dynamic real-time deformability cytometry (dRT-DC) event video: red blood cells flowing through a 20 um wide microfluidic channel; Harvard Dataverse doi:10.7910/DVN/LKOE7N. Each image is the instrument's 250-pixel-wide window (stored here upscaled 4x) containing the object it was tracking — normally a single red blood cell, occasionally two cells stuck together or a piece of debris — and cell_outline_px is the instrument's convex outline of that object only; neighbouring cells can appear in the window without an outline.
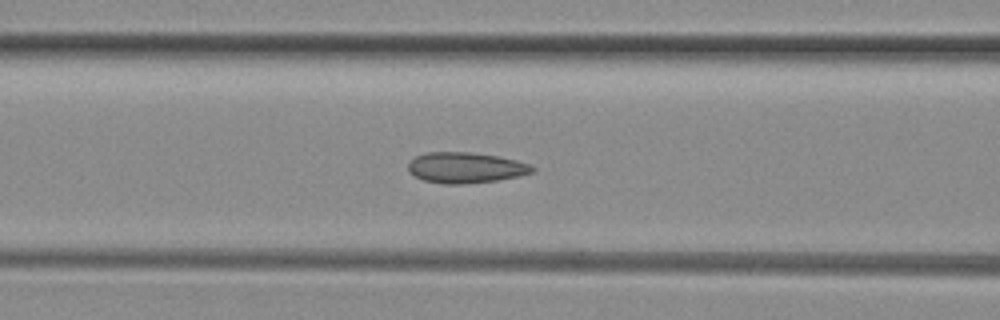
{"species": "common noctule bat (a hibernating species)", "species_latin": "Nyctalus noctula", "temperature_condition": "room temperature", "stored_images_in_passage": 36, "camera_frame_rate_fps": 3000, "um_per_image_px": 0.085, "animal": {"sex": "female", "body_mass_g": 29.2, "forearm_length_mm": 56.3}, "frame": {"image": 1, "passage_image": 6, "time_ms": 1.667, "image_size_px": [1000, 320], "cell_outline_px": [[536, 172], [520, 176], [496, 180], [464, 184], [440, 184], [424, 180], [408, 172], [408, 164], [416, 156], [428, 152], [468, 152], [496, 156], [516, 160], [528, 164], [536, 168]], "centroid_in_image_um": [39.59, 14.26], "position_along_channel_um": 127.0, "area_um2": 22.2}}
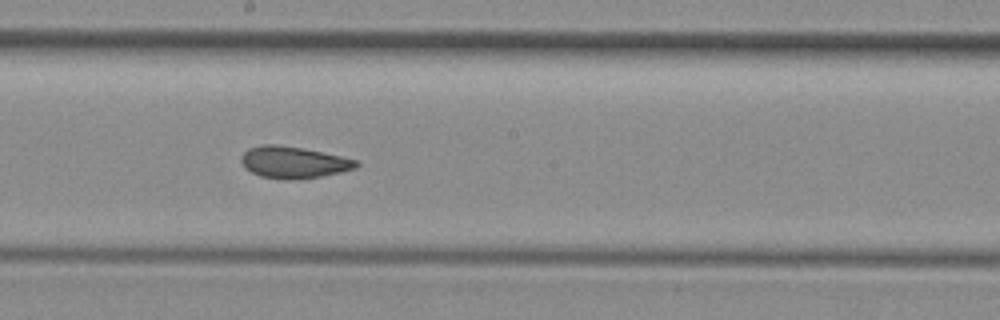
{"frame": {"image": 2, "passage_image": 13, "time_ms": 4.0, "image_size_px": [1000, 320], "cell_outline_px": [[360, 164], [356, 168], [340, 172], [320, 176], [288, 180], [284, 180], [260, 176], [244, 168], [240, 160], [240, 156], [248, 148], [264, 144], [276, 144], [300, 148], [360, 160]], "centroid_in_image_um": [24.92, 13.8], "position_along_channel_um": 223.3, "area_um2": 21.21}}
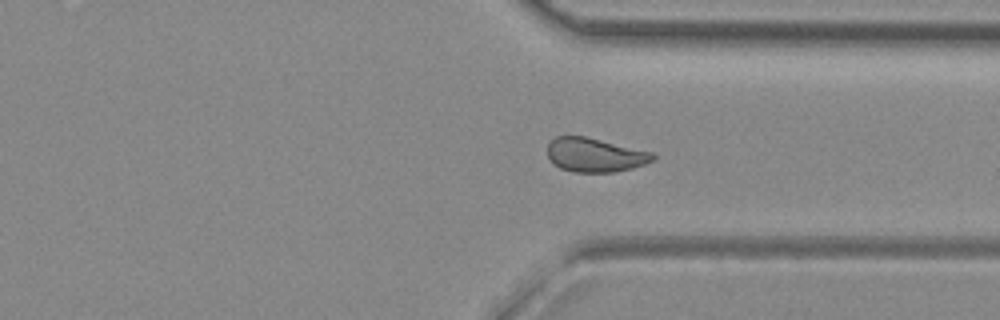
{"frame": {"image": 3, "passage_image": 23, "time_ms": 7.333, "image_size_px": [1000, 320], "cell_outline_px": [[656, 156], [652, 160], [644, 164], [632, 168], [616, 172], [572, 172], [560, 168], [552, 164], [548, 156], [548, 144], [556, 136], [584, 136], [652, 152]], "centroid_in_image_um": [50.54, 13.18], "position_along_channel_um": 360.9, "area_um2": 20.81}, "authors_computed_cell_mechanics": {"area_um2": 21.2415, "velocity_mm_per_s": 4.1347, "shape_relaxation_time_tau1_ms": null, "shape_relaxation_time_tau2_ms": 1.3828, "deformation_change_tau1": null, "deformation_change_tau2": 0.065}}